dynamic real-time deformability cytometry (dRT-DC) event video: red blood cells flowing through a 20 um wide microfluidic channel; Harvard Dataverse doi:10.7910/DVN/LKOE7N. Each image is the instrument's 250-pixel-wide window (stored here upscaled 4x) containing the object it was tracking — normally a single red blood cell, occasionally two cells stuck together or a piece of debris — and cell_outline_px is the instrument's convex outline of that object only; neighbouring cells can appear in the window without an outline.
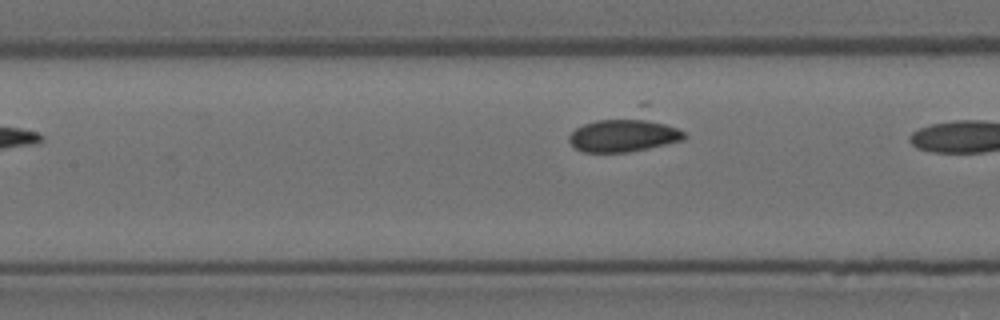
{"species": "Egyptian fruit bat (a non-hibernating species)", "species_latin": "Rousettus aegyptiacus", "temperature_condition": "room temperature", "stored_images_in_passage": 8, "camera_frame_rate_fps": 3000, "um_per_image_px": 0.085, "animal": {"sex": "female"}, "frame": {"image": 1, "passage_image": 6, "time_ms": 1.667, "image_size_px": [1000, 320], "cell_outline_px": [[684, 140], [648, 148], [628, 152], [584, 152], [576, 148], [568, 140], [568, 136], [576, 128], [584, 124], [644, 100], [648, 100], [684, 132]], "centroid_in_image_um": [53.3, 11.11], "position_along_channel_um": 154.1, "area_um2": 27.92}}